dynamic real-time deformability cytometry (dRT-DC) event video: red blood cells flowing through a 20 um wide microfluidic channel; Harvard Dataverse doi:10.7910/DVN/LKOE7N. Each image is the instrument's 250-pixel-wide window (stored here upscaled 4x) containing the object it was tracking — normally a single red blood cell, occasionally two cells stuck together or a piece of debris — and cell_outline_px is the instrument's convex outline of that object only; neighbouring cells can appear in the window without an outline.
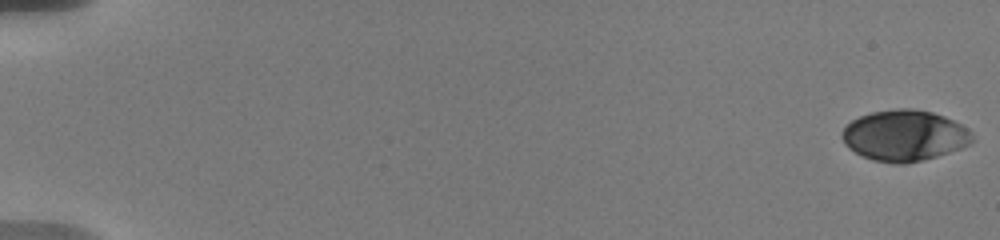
{"species": "human", "species_latin": "Homo sapiens", "temperature_condition": "warm", "stored_images_in_passage": 14, "camera_frame_rate_fps": 3000, "um_per_image_px": 0.085, "donor": {"sex": "male"}, "frame": {"image": 1, "passage_image": 1, "time_ms": 0.0, "image_size_px": [1000, 240], "cell_outline_px": [[976, 140], [972, 144], [936, 156], [904, 164], [892, 164], [872, 160], [860, 156], [848, 148], [844, 144], [840, 136], [840, 132], [852, 120], [860, 116], [872, 112], [896, 108], [912, 108], [932, 112], [944, 116], [968, 128], [972, 132]], "centroid_in_image_um": [76.87, 11.52], "position_along_channel_um": 8.1, "area_um2": 39.07}}
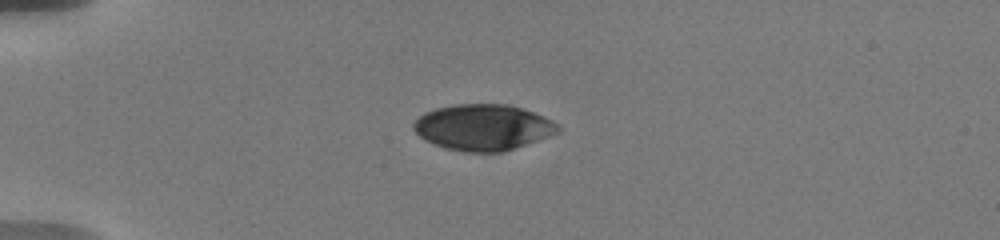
{"frame": {"image": 2, "passage_image": 8, "time_ms": 5.0, "image_size_px": [1000, 240], "cell_outline_px": [[564, 128], [560, 132], [552, 136], [504, 152], [464, 152], [444, 148], [432, 144], [424, 140], [412, 128], [412, 124], [424, 112], [436, 108], [456, 104], [508, 104], [544, 116], [560, 124]], "centroid_in_image_um": [41.1, 10.84], "position_along_channel_um": 43.9, "area_um2": 39.25}}
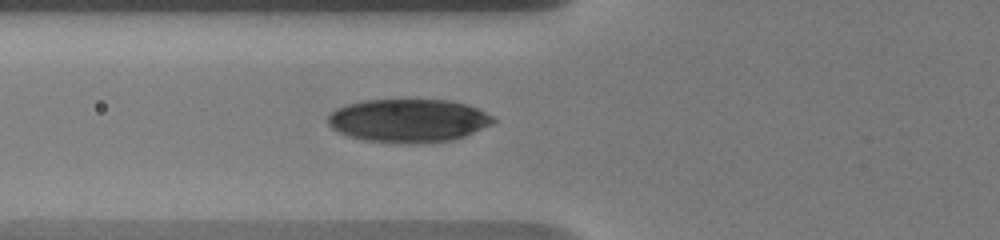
{"frame": {"image": 3, "passage_image": 14, "time_ms": 7.333, "image_size_px": [1000, 240], "cell_outline_px": [[496, 120], [492, 124], [464, 136], [452, 140], [420, 144], [412, 144], [364, 140], [340, 132], [332, 128], [328, 124], [328, 116], [336, 108], [348, 104], [364, 100], [452, 100], [468, 104], [496, 116]], "centroid_in_image_um": [34.77, 10.24], "position_along_channel_um": 91.0, "area_um2": 41.85}}